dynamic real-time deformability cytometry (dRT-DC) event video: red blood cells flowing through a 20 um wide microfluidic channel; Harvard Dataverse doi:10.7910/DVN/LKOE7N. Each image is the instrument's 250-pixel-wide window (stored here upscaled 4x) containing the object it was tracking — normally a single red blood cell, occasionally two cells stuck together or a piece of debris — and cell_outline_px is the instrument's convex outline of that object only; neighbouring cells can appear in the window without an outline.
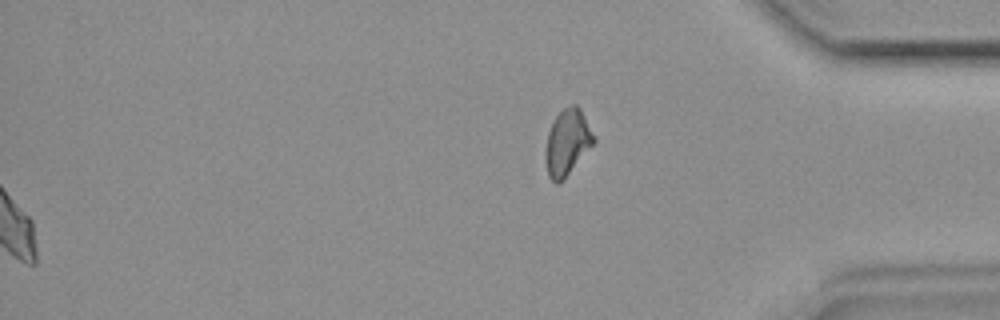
{"species": "common noctule bat (a hibernating species)", "species_latin": "Nyctalus noctula", "temperature_condition": "room temperature", "stored_images_in_passage": 49, "segment_of_instrument_passage": [2, 2], "camera_frame_rate_fps": 3000, "um_per_image_px": 0.085, "animal": {"sex": "female", "body_mass_g": 19.9}, "frame": {"image": 1, "passage_image": 49, "time_ms": 16.0, "image_size_px": [1000, 320], "cell_outline_px": [[596, 140], [564, 180], [560, 184], [556, 184], [548, 176], [548, 132], [556, 116], [564, 108], [572, 104], [576, 104], [580, 108], [596, 136]], "centroid_in_image_um": [48.28, 12.09], "position_along_channel_um": 386.9, "area_um2": 18.03}}